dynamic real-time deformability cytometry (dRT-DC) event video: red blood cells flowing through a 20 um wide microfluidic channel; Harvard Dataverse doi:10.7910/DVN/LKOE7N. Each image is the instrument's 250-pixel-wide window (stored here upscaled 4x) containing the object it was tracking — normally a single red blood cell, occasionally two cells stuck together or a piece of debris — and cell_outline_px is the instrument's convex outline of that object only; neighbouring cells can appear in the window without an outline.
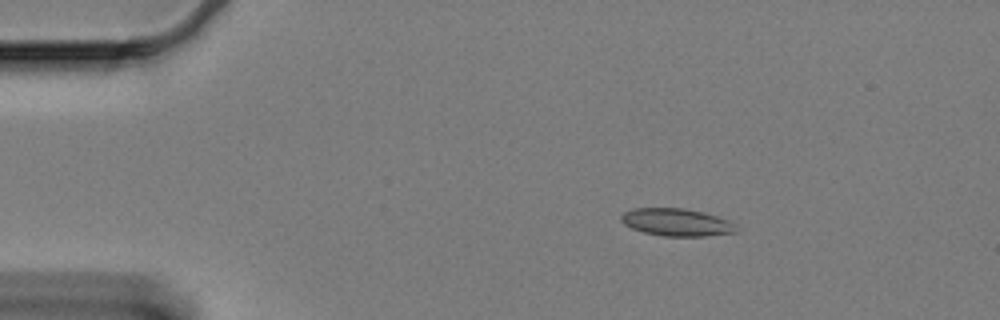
{"species": "Egyptian fruit bat (a non-hibernating species)", "species_latin": "Rousettus aegyptiacus", "temperature_condition": "cold", "stored_images_in_passage": 42, "camera_frame_rate_fps": 3000, "um_per_image_px": 0.085, "animal": {"sex": "female"}, "frame": {"image": 1, "passage_image": 1, "time_ms": 0.0, "image_size_px": [1000, 320], "cell_outline_px": [[736, 232], [704, 236], [664, 236], [644, 232], [632, 228], [624, 224], [620, 220], [620, 216], [624, 212], [632, 208], [684, 208], [704, 212], [728, 220], [736, 224]], "centroid_in_image_um": [57.49, 18.88], "position_along_channel_um": 27.5, "area_um2": 18.44}}
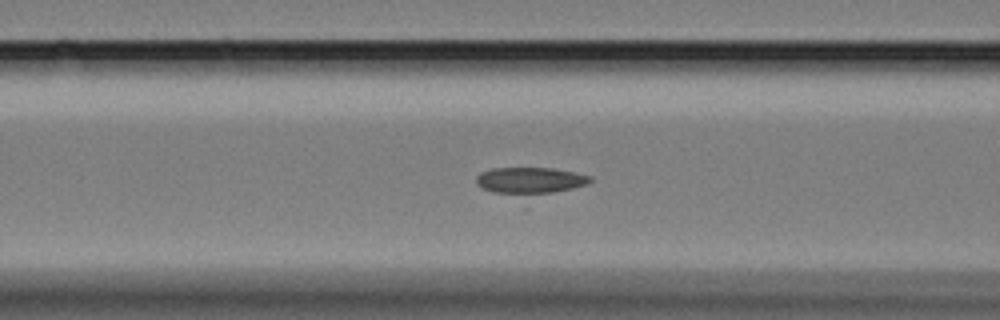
{"frame": {"image": 2, "passage_image": 15, "time_ms": 4.667, "image_size_px": [1000, 320], "cell_outline_px": [[592, 180], [588, 184], [572, 188], [552, 192], [492, 192], [476, 184], [476, 176], [480, 172], [492, 168], [552, 168], [576, 172], [592, 176]], "centroid_in_image_um": [45.08, 15.29], "position_along_channel_um": 121.5, "area_um2": 16.99}}
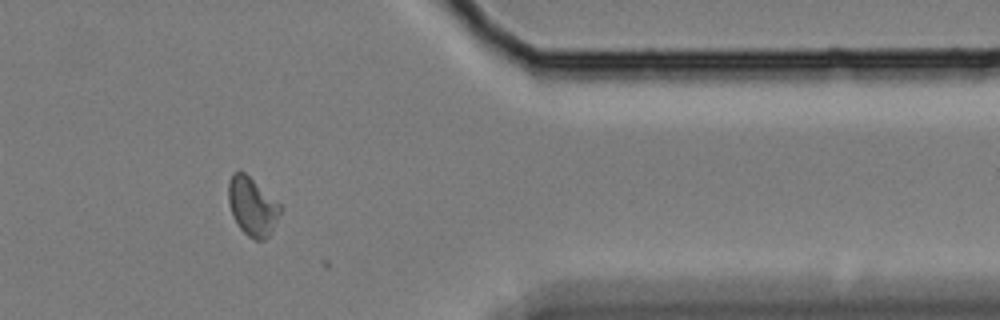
{"frame": {"image": 3, "passage_image": 41, "time_ms": 13.333, "image_size_px": [1000, 320], "cell_outline_px": [[284, 208], [268, 236], [264, 240], [256, 240], [248, 236], [240, 228], [232, 216], [228, 200], [228, 180], [232, 172], [244, 172], [280, 204]], "centroid_in_image_um": [21.44, 17.55], "position_along_channel_um": 390.0, "area_um2": 17.57}, "authors_computed_cell_mechanics": {"area_um2": 17.0799, "velocity_mm_per_s": 3.2905, "shape_relaxation_time_tau1_ms": null, "shape_relaxation_time_tau2_ms": 2.3526, "deformation_change_tau1": null, "deformation_change_tau2": null}}